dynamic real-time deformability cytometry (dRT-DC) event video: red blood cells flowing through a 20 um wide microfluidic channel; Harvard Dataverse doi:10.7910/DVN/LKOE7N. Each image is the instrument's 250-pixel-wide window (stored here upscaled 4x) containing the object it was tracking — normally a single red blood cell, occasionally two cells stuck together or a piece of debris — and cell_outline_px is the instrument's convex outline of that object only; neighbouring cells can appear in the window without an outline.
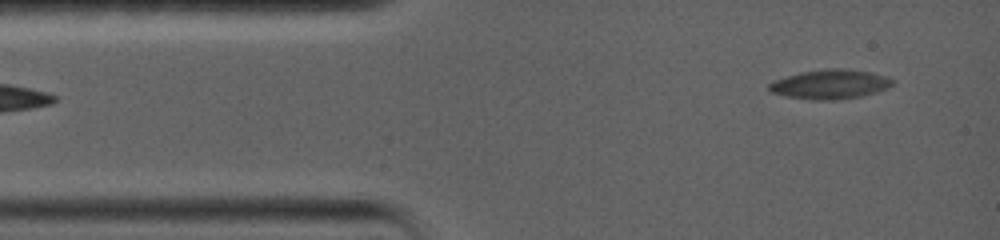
{"species": "common noctule bat (a hibernating species)", "species_latin": "Nyctalus noctula", "temperature_condition": "warm", "stored_images_in_passage": 59, "camera_frame_rate_fps": 5000, "um_per_image_px": 0.085, "animal": {"sex": "female", "body_mass_g": 19.0, "forearm_length_mm": 56.7}, "frame": {"image": 1, "passage_image": 2, "time_ms": 0.4, "image_size_px": [1000, 240], "cell_outline_px": [[896, 80], [888, 88], [876, 92], [860, 96], [832, 100], [812, 100], [784, 96], [772, 92], [768, 88], [768, 84], [772, 80], [800, 72], [828, 68], [840, 68], [868, 72], [888, 76]], "centroid_in_image_um": [70.54, 7.16], "position_along_channel_um": 14.5, "area_um2": 21.21}}
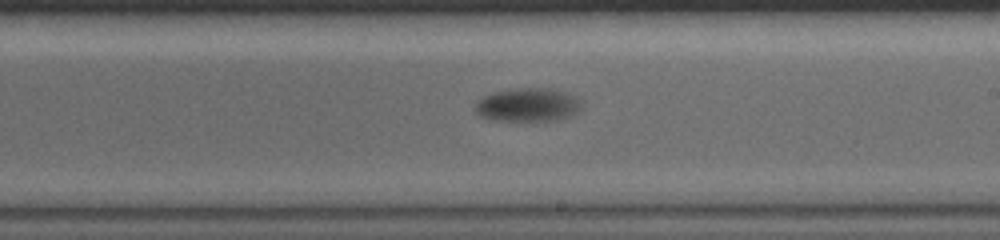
{"frame": {"image": 2, "passage_image": 25, "time_ms": 8.6, "image_size_px": [1000, 240], "cell_outline_px": [[584, 100], [580, 112], [572, 116], [556, 120], [524, 124], [492, 120], [480, 116], [476, 112], [476, 100], [492, 92], [516, 88], [548, 88], [564, 92], [576, 96]], "centroid_in_image_um": [44.91, 8.96], "position_along_channel_um": 244.1, "area_um2": 21.96}}
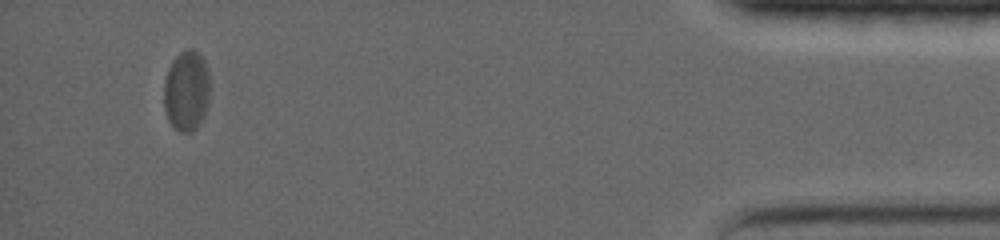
{"frame": {"image": 3, "passage_image": 51, "time_ms": 16.2, "image_size_px": [1000, 240], "cell_outline_px": [[208, 100], [204, 116], [200, 124], [192, 132], [180, 132], [168, 120], [164, 108], [164, 80], [168, 68], [172, 60], [180, 52], [188, 48], [192, 48], [200, 52], [204, 60], [208, 76]], "centroid_in_image_um": [15.84, 7.7], "position_along_channel_um": 419.4, "area_um2": 21.68}, "authors_computed_cell_mechanics": {"area_um2": 21.1548, "velocity_mm_per_s": 3.4474, "shape_relaxation_time_tau1_ms": 5.6408, "shape_relaxation_time_tau2_ms": null, "deformation_change_tau1": 0.2086, "deformation_change_tau2": null}}